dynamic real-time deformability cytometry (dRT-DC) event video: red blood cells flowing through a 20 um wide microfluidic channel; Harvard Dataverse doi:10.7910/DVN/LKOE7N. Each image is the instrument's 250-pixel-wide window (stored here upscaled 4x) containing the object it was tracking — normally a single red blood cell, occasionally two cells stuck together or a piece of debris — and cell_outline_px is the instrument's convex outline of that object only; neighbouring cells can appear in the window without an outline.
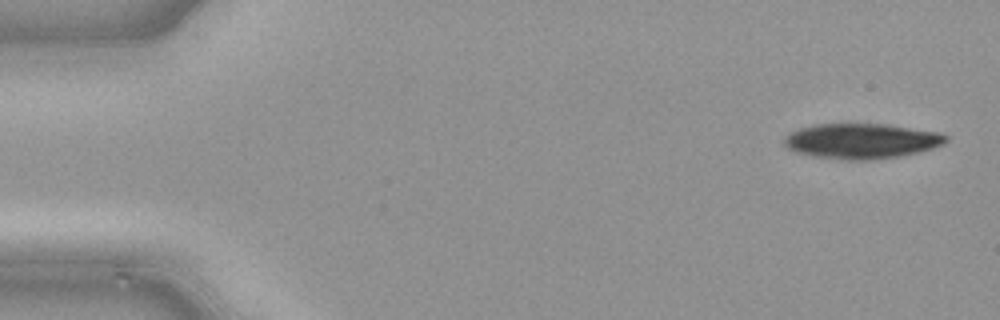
{"species": "common noctule bat (a hibernating species)", "species_latin": "Nyctalus noctula", "temperature_condition": "cold", "stored_images_in_passage": 9, "camera_frame_rate_fps": 3000, "um_per_image_px": 0.085, "animal": {"sex": "male", "body_mass_g": 21.5, "forearm_length_mm": 52.0}, "frame": {"image": 1, "passage_image": 1, "time_ms": 0.0, "image_size_px": [1000, 320], "cell_outline_px": [[936, 140], [928, 144], [908, 148], [880, 152], [848, 152], [816, 148], [800, 144], [800, 140], [804, 136], [820, 132], [840, 128], [852, 128], [900, 132], [932, 136]], "centroid_in_image_um": [73.47, 11.93], "position_along_channel_um": 11.5, "area_um2": 16.94}}